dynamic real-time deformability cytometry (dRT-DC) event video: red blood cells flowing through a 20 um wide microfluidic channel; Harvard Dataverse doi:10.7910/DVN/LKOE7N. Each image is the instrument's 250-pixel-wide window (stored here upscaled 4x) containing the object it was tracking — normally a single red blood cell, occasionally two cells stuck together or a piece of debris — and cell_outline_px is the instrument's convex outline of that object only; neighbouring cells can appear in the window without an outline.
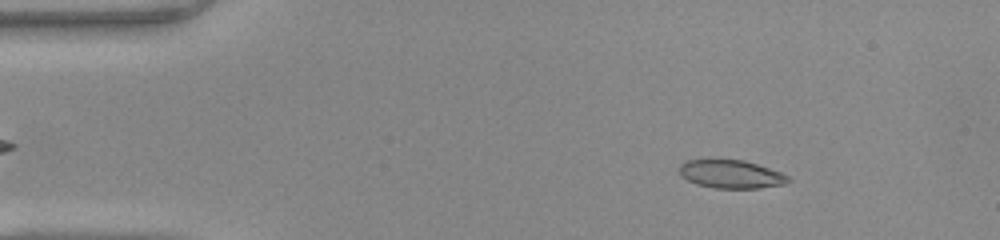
{"species": "common noctule bat (a hibernating species)", "species_latin": "Nyctalus noctula", "temperature_condition": "warm", "stored_images_in_passage": 48, "camera_frame_rate_fps": 3000, "um_per_image_px": 0.085, "animal": {"sex": "female", "body_mass_g": 22.0, "forearm_length_mm": 56.7}, "frame": {"image": 1, "passage_image": 6, "time_ms": 1.667, "image_size_px": [1000, 240], "cell_outline_px": [[792, 180], [784, 184], [760, 188], [712, 188], [696, 184], [680, 176], [680, 164], [684, 160], [744, 160], [780, 172], [788, 176]], "centroid_in_image_um": [62.12, 14.81], "position_along_channel_um": 22.9, "area_um2": 17.86}}
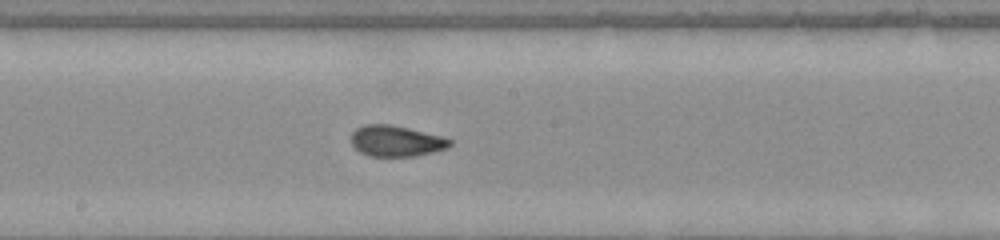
{"frame": {"image": 2, "passage_image": 25, "time_ms": 8.0, "image_size_px": [1000, 240], "cell_outline_px": [[452, 144], [448, 148], [416, 156], [368, 156], [360, 152], [352, 144], [352, 132], [356, 128], [364, 124], [392, 124], [444, 136], [452, 140]], "centroid_in_image_um": [33.7, 11.97], "position_along_channel_um": 214.5, "area_um2": 17.98}}
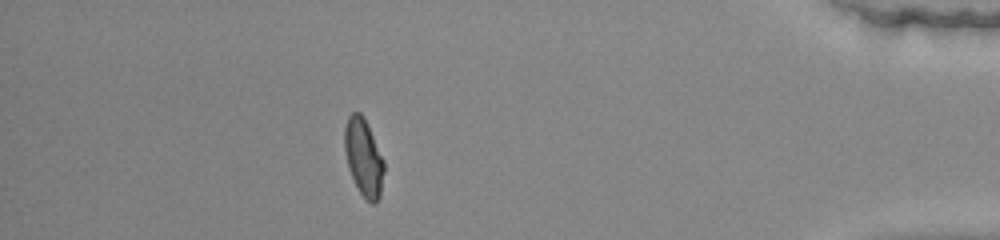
{"frame": {"image": 3, "passage_image": 42, "time_ms": 13.667, "image_size_px": [1000, 240], "cell_outline_px": [[384, 172], [380, 196], [376, 204], [372, 204], [360, 192], [352, 180], [348, 168], [344, 152], [344, 128], [348, 116], [352, 112], [360, 112], [364, 116], [384, 160]], "centroid_in_image_um": [30.89, 13.37], "position_along_channel_um": 404.3, "area_um2": 18.03}, "authors_computed_cell_mechanics": {"area_um2": 18.0047, "velocity_mm_per_s": 4.2143, "shape_relaxation_time_tau1_ms": null, "shape_relaxation_time_tau2_ms": 1.071, "deformation_change_tau1": null, "deformation_change_tau2": 0.0655}}